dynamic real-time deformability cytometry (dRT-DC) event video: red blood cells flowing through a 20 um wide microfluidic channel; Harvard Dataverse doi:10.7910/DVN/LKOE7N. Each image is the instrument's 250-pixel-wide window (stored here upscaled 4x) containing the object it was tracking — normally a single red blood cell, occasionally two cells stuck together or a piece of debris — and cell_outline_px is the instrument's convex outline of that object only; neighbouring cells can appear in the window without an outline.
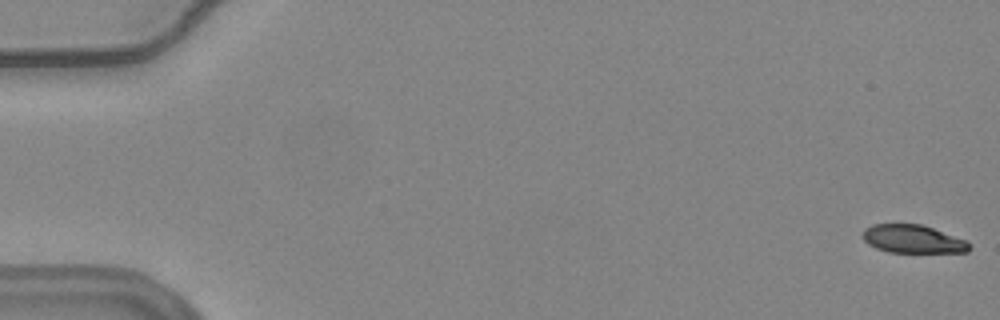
{"species": "common noctule bat (a hibernating species)", "species_latin": "Nyctalus noctula", "temperature_condition": "warm", "stored_images_in_passage": 56, "camera_frame_rate_fps": 3000, "um_per_image_px": 0.085, "animal": {"sex": "female", "body_mass_g": 24.6, "forearm_length_mm": 56.2}, "frame": {"image": 1, "passage_image": 1, "time_ms": 0.0, "image_size_px": [1000, 320], "cell_outline_px": [[972, 248], [968, 252], [888, 252], [876, 248], [868, 244], [864, 240], [864, 228], [872, 224], [920, 224], [932, 228], [964, 240]], "centroid_in_image_um": [77.56, 20.32], "position_along_channel_um": 7.4, "area_um2": 17.22}}
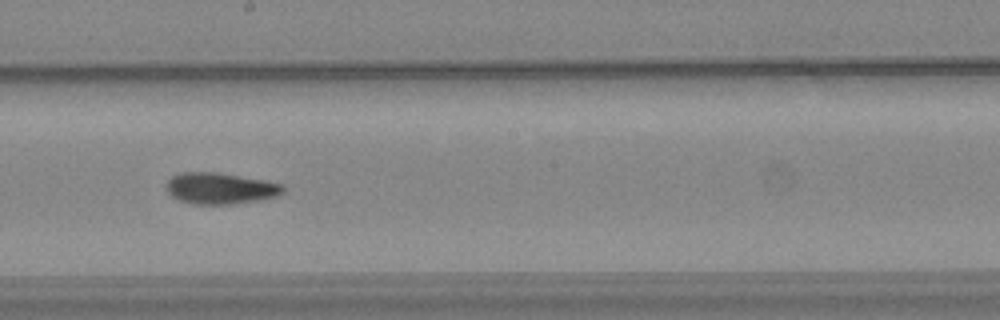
{"frame": {"image": 2, "passage_image": 32, "time_ms": 10.333, "image_size_px": [1000, 320], "cell_outline_px": [[284, 192], [276, 196], [260, 200], [236, 204], [192, 204], [180, 200], [172, 196], [164, 188], [168, 180], [172, 176], [184, 172], [216, 172], [264, 180], [284, 184]], "centroid_in_image_um": [18.73, 16.01], "position_along_channel_um": 229.5, "area_um2": 21.39}}
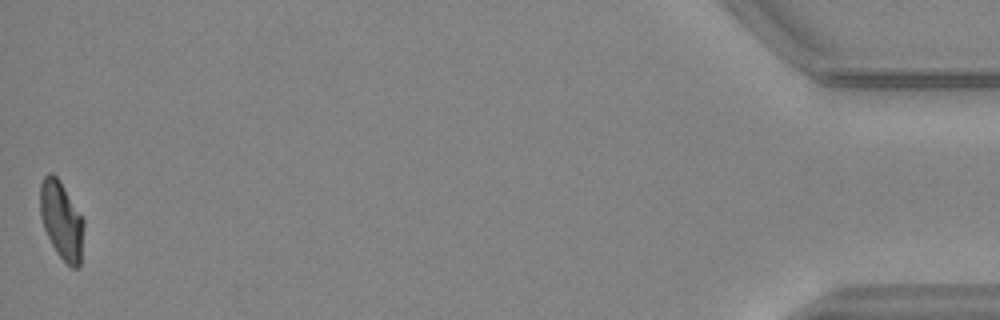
{"frame": {"image": 3, "passage_image": 56, "time_ms": 18.333, "image_size_px": [1000, 320], "cell_outline_px": [[84, 224], [80, 268], [72, 268], [56, 252], [44, 228], [40, 216], [40, 184], [44, 176], [48, 172], [52, 172], [60, 180], [84, 220]], "centroid_in_image_um": [5.23, 18.71], "position_along_channel_um": 430.0, "area_um2": 19.83}, "authors_computed_cell_mechanics": {"area_um2": 20.7791, "velocity_mm_per_s": 3.7197, "shape_relaxation_time_tau1_ms": 6.2228, "shape_relaxation_time_tau2_ms": 4.1179, "deformation_change_tau1": 0.1794, "deformation_change_tau2": 0.1116}}